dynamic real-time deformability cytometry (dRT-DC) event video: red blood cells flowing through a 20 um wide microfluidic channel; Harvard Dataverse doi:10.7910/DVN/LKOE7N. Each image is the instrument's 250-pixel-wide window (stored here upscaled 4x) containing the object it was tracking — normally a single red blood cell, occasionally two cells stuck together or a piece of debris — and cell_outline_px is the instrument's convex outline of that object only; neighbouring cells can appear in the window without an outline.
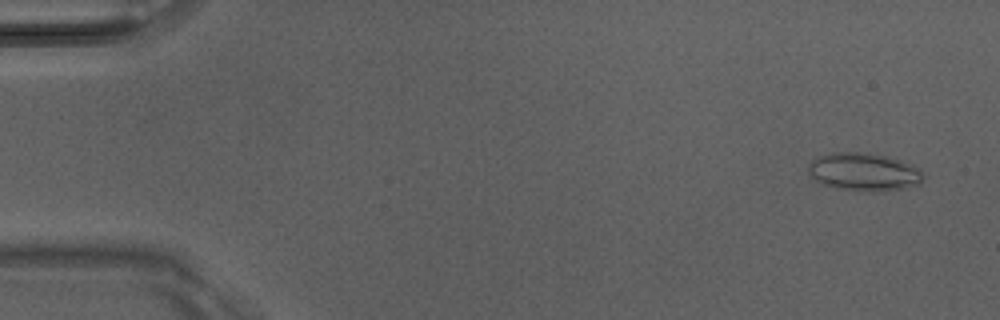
{"species": "Egyptian fruit bat (a non-hibernating species)", "species_latin": "Rousettus aegyptiacus", "temperature_condition": "room temperature", "stored_images_in_passage": 5, "camera_frame_rate_fps": 3000, "um_per_image_px": 0.085, "animal": {"sex": "male"}, "frame": {"image": 1, "passage_image": 1, "time_ms": 0.0, "image_size_px": [1000, 320], "cell_outline_px": [[924, 176], [920, 184], [904, 188], [868, 192], [836, 188], [824, 184], [808, 176], [808, 164], [812, 160], [820, 156], [836, 152], [860, 152], [888, 156], [900, 160], [920, 168]], "centroid_in_image_um": [73.43, 14.61], "position_along_channel_um": 11.6, "area_um2": 25.49}}